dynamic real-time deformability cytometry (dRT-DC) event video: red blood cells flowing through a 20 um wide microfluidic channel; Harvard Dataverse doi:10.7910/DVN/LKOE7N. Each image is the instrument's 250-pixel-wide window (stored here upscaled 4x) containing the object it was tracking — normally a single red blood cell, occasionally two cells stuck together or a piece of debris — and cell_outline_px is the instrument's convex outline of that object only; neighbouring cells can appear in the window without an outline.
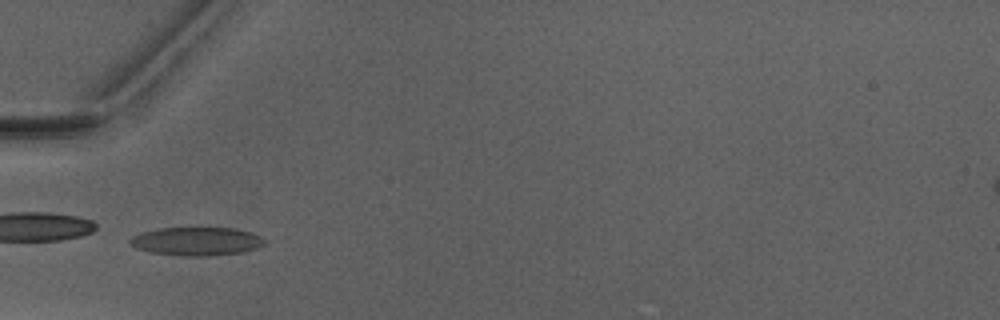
{"species": "Egyptian fruit bat (a non-hibernating species)", "species_latin": "Rousettus aegyptiacus", "temperature_condition": "warm", "stored_images_in_passage": 5, "camera_frame_rate_fps": 3000, "um_per_image_px": 0.085, "animal": {"sex": "male"}, "frame": {"image": 1, "passage_image": 4, "time_ms": 3.667, "image_size_px": [1000, 320], "cell_outline_px": [[264, 244], [256, 248], [244, 252], [208, 256], [184, 256], [148, 252], [136, 248], [128, 244], [128, 240], [132, 236], [140, 232], [160, 228], [236, 228], [252, 232], [260, 236], [264, 240]], "centroid_in_image_um": [16.67, 20.51], "position_along_channel_um": 68.3, "area_um2": 22.48}}
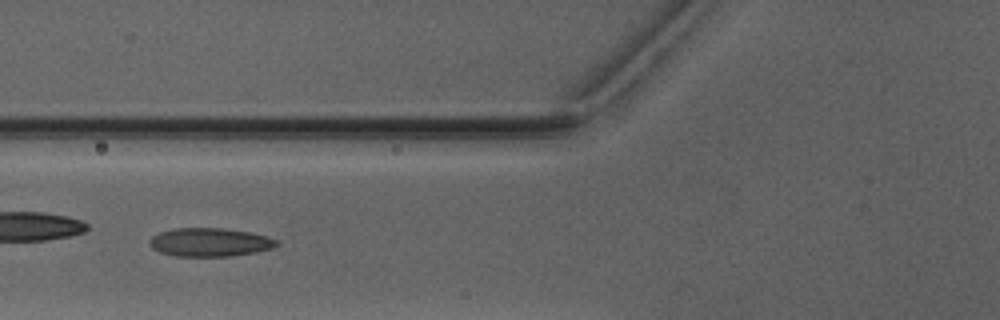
{"frame": {"image": 2, "passage_image": 5, "time_ms": 4.667, "image_size_px": [1000, 320], "cell_outline_px": [[280, 244], [272, 248], [256, 252], [228, 256], [176, 256], [160, 252], [152, 248], [148, 244], [148, 240], [152, 236], [160, 232], [172, 228], [224, 228], [248, 232], [268, 236], [280, 240]], "centroid_in_image_um": [17.84, 20.58], "position_along_channel_um": 108.0, "area_um2": 21.27}}